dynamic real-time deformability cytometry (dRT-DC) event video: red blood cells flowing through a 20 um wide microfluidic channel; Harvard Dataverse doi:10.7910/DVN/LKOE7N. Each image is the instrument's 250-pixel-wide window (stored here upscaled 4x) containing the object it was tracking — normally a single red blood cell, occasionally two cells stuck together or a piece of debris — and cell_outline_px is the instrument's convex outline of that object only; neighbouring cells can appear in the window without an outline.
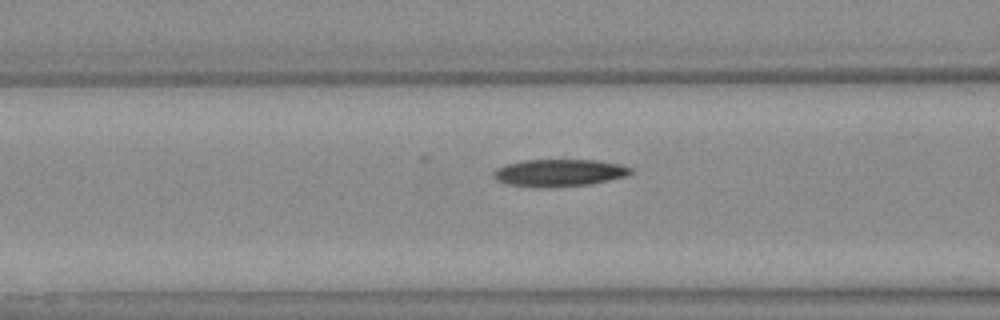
{"species": "Egyptian fruit bat (a non-hibernating species)", "species_latin": "Rousettus aegyptiacus", "temperature_condition": "warm", "stored_images_in_passage": 36, "camera_frame_rate_fps": 3000, "um_per_image_px": 0.085, "animal": {"sex": "female"}, "frame": {"image": 1, "passage_image": 12, "time_ms": 3.667, "image_size_px": [1000, 320], "cell_outline_px": [[632, 172], [624, 176], [608, 180], [588, 184], [552, 188], [536, 188], [508, 184], [496, 180], [492, 176], [492, 172], [496, 168], [504, 164], [524, 160], [596, 160], [620, 164], [632, 168]], "centroid_in_image_um": [47.45, 14.69], "position_along_channel_um": 119.1, "area_um2": 21.96}}
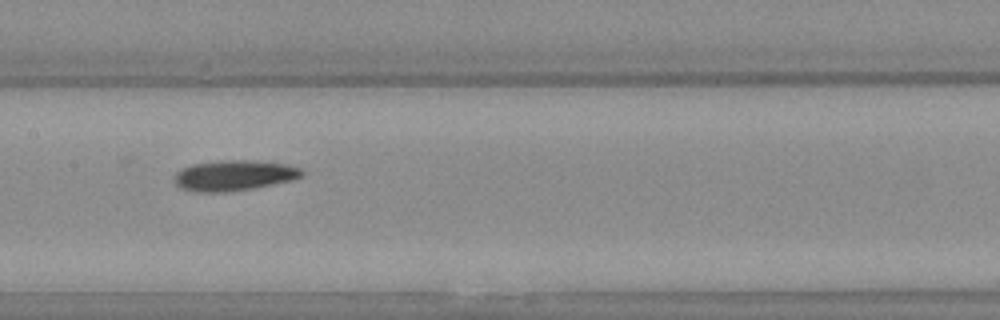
{"frame": {"image": 2, "passage_image": 17, "time_ms": 5.333, "image_size_px": [1000, 320], "cell_outline_px": [[304, 176], [292, 180], [252, 188], [224, 192], [196, 192], [180, 188], [172, 180], [176, 172], [180, 168], [192, 164], [224, 160], [256, 160], [284, 164], [300, 168], [304, 172]], "centroid_in_image_um": [19.85, 14.91], "position_along_channel_um": 187.5, "area_um2": 22.77}, "authors_computed_cell_mechanics": {"area_um2": 22.1952, "velocity_mm_per_s": 4.1104, "shape_relaxation_time_tau1_ms": 4.9871, "shape_relaxation_time_tau2_ms": 6.3574, "deformation_change_tau1": 0.1723, "deformation_change_tau2": 0.159}}